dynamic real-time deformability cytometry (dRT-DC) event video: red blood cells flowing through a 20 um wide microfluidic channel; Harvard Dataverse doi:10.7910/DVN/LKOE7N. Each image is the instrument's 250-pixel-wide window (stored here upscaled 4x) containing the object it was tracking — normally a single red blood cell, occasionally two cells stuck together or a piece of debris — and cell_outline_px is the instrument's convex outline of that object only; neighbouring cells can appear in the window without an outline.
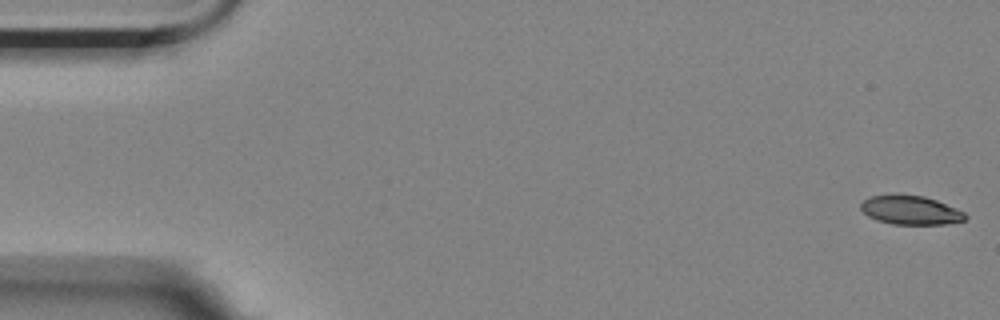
{"species": "Egyptian fruit bat (a non-hibernating species)", "species_latin": "Rousettus aegyptiacus", "temperature_condition": "room temperature", "stored_images_in_passage": 55, "camera_frame_rate_fps": 3000, "um_per_image_px": 0.085, "animal": {"sex": "female"}, "frame": {"image": 1, "passage_image": 1, "time_ms": 0.0, "image_size_px": [1000, 320], "cell_outline_px": [[968, 216], [964, 220], [944, 224], [892, 224], [876, 220], [868, 216], [860, 208], [860, 204], [864, 200], [872, 196], [924, 196], [936, 200], [956, 208], [964, 212]], "centroid_in_image_um": [77.41, 17.89], "position_along_channel_um": 7.6, "area_um2": 17.17}}
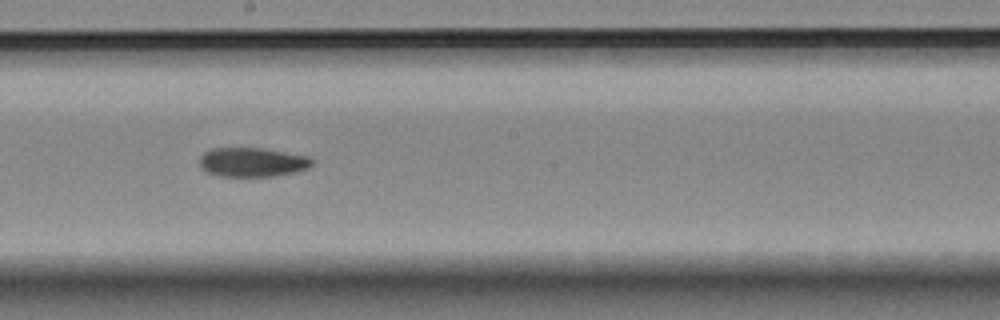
{"frame": {"image": 2, "passage_image": 31, "time_ms": 10.0, "image_size_px": [1000, 320], "cell_outline_px": [[312, 164], [308, 168], [292, 172], [272, 176], [216, 176], [200, 168], [200, 156], [204, 152], [212, 148], [264, 148], [312, 156]], "centroid_in_image_um": [21.44, 13.77], "position_along_channel_um": 226.8, "area_um2": 19.25}}
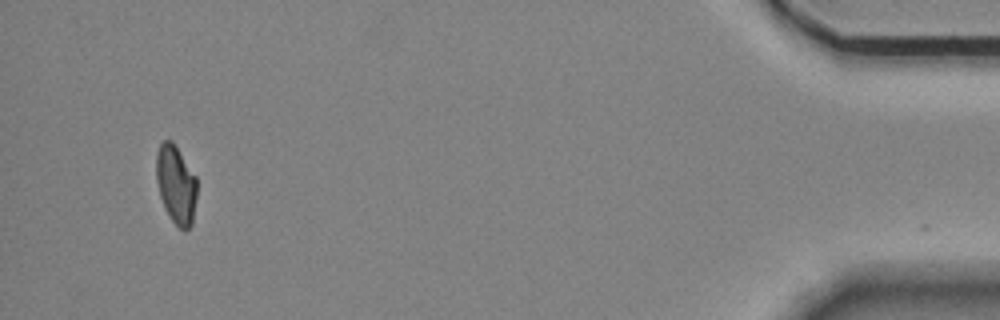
{"frame": {"image": 3, "passage_image": 54, "time_ms": 17.667, "image_size_px": [1000, 320], "cell_outline_px": [[196, 196], [192, 224], [184, 232], [172, 220], [164, 208], [160, 196], [156, 180], [156, 152], [160, 144], [164, 140], [172, 140], [196, 176]], "centroid_in_image_um": [14.95, 15.67], "position_along_channel_um": 420.3, "area_um2": 18.61}, "authors_computed_cell_mechanics": {"area_um2": 19.4208, "velocity_mm_per_s": 3.5086, "shape_relaxation_time_tau1_ms": null, "shape_relaxation_time_tau2_ms": 8.7054, "deformation_change_tau1": null, "deformation_change_tau2": 0.1494}}